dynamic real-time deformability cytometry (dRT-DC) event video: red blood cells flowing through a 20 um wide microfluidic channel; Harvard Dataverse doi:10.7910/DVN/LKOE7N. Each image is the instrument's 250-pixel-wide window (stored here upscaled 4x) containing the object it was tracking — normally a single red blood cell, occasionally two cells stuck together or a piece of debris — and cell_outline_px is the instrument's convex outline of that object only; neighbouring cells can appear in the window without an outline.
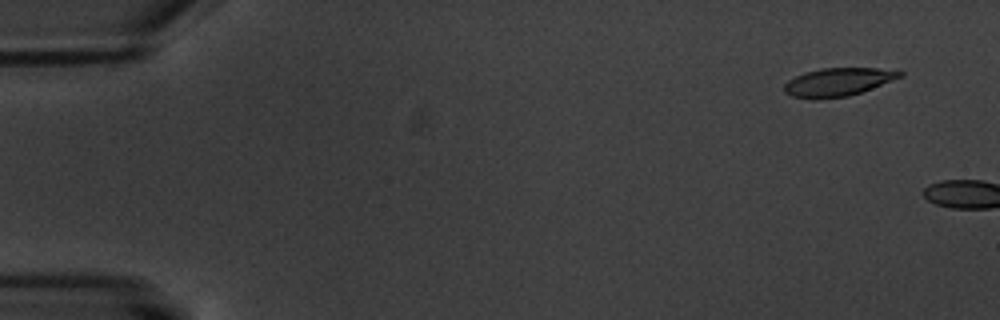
{"species": "common noctule bat (a hibernating species)", "species_latin": "Nyctalus noctula", "temperature_condition": "warm", "stored_images_in_passage": 3, "camera_frame_rate_fps": 3000, "um_per_image_px": 0.085, "animal": {"sex": "male", "body_mass_g": 20.1, "forearm_length_mm": 53.5}, "frame": {"image": 1, "passage_image": 2, "time_ms": 1.0, "image_size_px": [1000, 320], "cell_outline_px": [[904, 76], [872, 88], [848, 96], [816, 100], [812, 100], [792, 96], [784, 92], [784, 84], [788, 80], [804, 72], [820, 68], [876, 68], [904, 72]], "centroid_in_image_um": [71.19, 6.98], "position_along_channel_um": 13.8, "area_um2": 19.13}}